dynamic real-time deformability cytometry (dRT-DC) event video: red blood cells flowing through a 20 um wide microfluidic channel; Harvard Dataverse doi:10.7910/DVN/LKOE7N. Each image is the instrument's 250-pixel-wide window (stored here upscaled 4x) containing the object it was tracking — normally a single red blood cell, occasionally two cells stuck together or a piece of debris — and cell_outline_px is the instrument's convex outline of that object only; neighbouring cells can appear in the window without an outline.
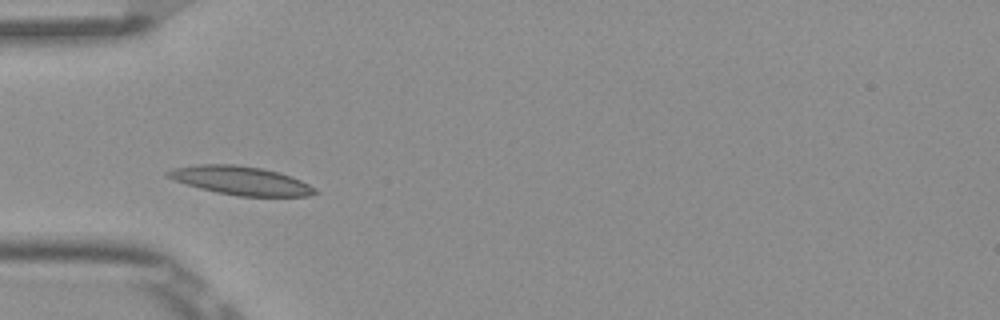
{"species": "Egyptian fruit bat (a non-hibernating species)", "species_latin": "Rousettus aegyptiacus", "temperature_condition": "room temperature", "stored_images_in_passage": 6, "camera_frame_rate_fps": 3000, "um_per_image_px": 0.085, "frame": {"image": 1, "passage_image": 4, "time_ms": 1.0, "image_size_px": [1000, 320], "cell_outline_px": [[320, 192], [308, 196], [240, 196], [216, 192], [200, 188], [176, 180], [168, 176], [164, 172], [172, 168], [196, 164], [236, 164], [260, 168], [280, 172], [300, 180], [316, 188]], "centroid_in_image_um": [20.49, 15.34], "position_along_channel_um": 64.5, "area_um2": 24.39}}
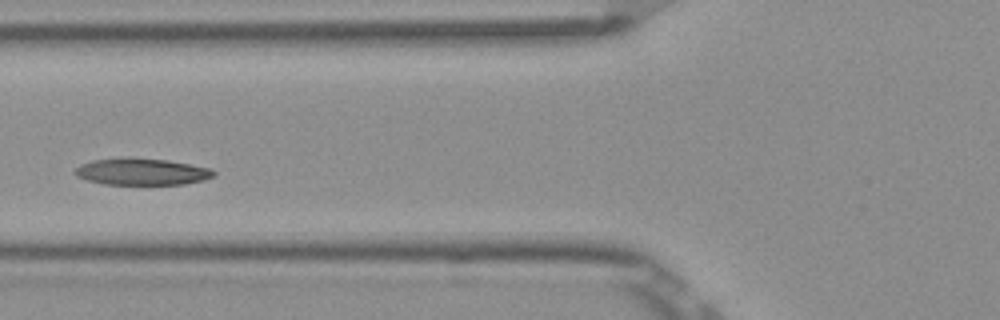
{"frame": {"image": 2, "passage_image": 5, "time_ms": 1.333, "image_size_px": [1000, 320], "cell_outline_px": [[216, 176], [204, 180], [184, 184], [104, 184], [88, 180], [76, 176], [72, 172], [80, 164], [92, 160], [128, 156], [132, 156], [168, 160], [212, 168], [216, 172]], "centroid_in_image_um": [12.06, 14.57], "position_along_channel_um": 113.7, "area_um2": 22.08}}
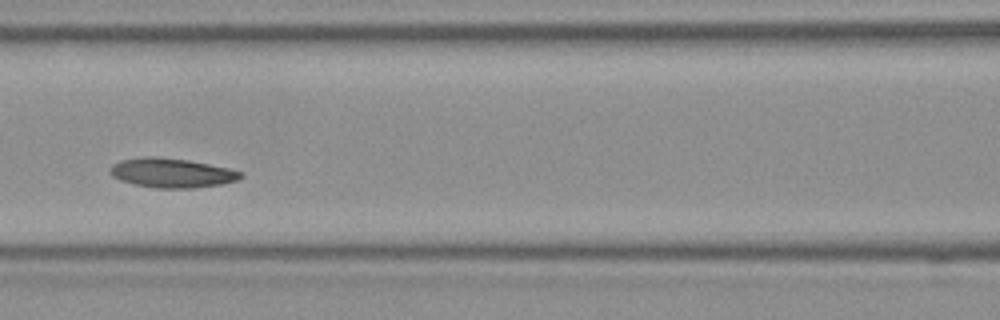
{"frame": {"image": 3, "passage_image": 6, "time_ms": 1.667, "image_size_px": [1000, 320], "cell_outline_px": [[244, 176], [236, 180], [220, 184], [196, 188], [156, 188], [136, 184], [120, 180], [112, 176], [112, 164], [120, 160], [144, 156], [160, 156], [188, 160], [228, 168], [244, 172]], "centroid_in_image_um": [14.62, 14.69], "position_along_channel_um": 152.0, "area_um2": 22.31}}